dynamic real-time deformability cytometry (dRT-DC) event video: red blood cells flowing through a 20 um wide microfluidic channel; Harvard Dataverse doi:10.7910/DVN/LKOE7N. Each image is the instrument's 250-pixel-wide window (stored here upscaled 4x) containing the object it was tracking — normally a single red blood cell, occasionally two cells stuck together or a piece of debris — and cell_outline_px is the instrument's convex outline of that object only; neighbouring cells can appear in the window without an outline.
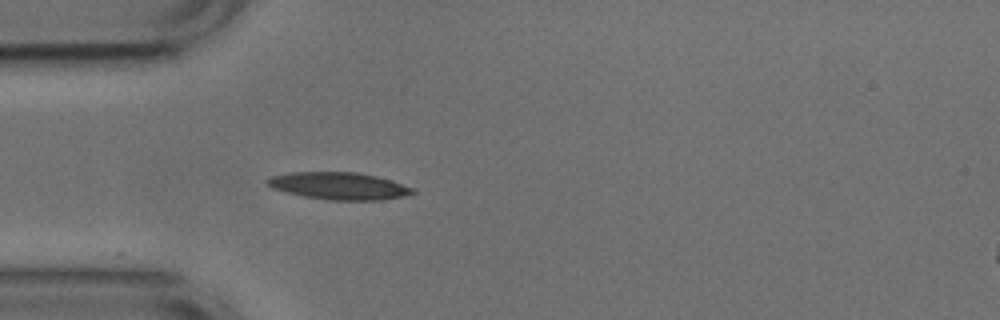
{"species": "common noctule bat (a hibernating species)", "species_latin": "Nyctalus noctula", "temperature_condition": "cold", "stored_images_in_passage": 32, "camera_frame_rate_fps": 3000, "um_per_image_px": 0.085, "animal": {"sex": "male", "body_mass_g": 17.9, "forearm_length_mm": 54.2}, "frame": {"image": 1, "passage_image": 1, "time_ms": 0.0, "image_size_px": [1000, 320], "cell_outline_px": [[416, 192], [400, 196], [380, 200], [328, 200], [304, 196], [272, 188], [264, 180], [272, 176], [288, 172], [356, 172], [376, 176], [416, 188]], "centroid_in_image_um": [28.8, 15.79], "position_along_channel_um": 56.2, "area_um2": 22.89}}
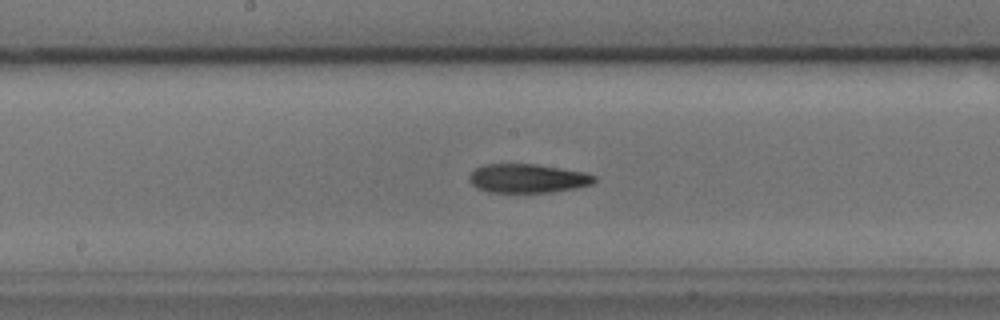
{"frame": {"image": 2, "passage_image": 13, "time_ms": 4.0, "image_size_px": [1000, 320], "cell_outline_px": [[596, 180], [592, 184], [576, 188], [552, 192], [488, 192], [476, 188], [468, 180], [468, 176], [476, 168], [484, 164], [536, 164], [584, 172], [596, 176]], "centroid_in_image_um": [44.83, 15.16], "position_along_channel_um": 203.4, "area_um2": 21.1}}
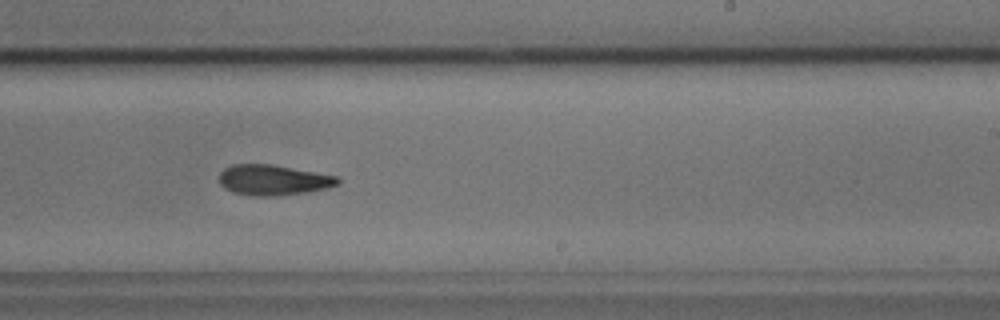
{"frame": {"image": 3, "passage_image": 18, "time_ms": 5.667, "image_size_px": [1000, 320], "cell_outline_px": [[340, 184], [328, 188], [308, 192], [276, 196], [252, 196], [232, 192], [224, 188], [220, 184], [220, 172], [224, 168], [232, 164], [272, 164], [340, 176]], "centroid_in_image_um": [23.26, 15.3], "position_along_channel_um": 265.7, "area_um2": 21.39}}